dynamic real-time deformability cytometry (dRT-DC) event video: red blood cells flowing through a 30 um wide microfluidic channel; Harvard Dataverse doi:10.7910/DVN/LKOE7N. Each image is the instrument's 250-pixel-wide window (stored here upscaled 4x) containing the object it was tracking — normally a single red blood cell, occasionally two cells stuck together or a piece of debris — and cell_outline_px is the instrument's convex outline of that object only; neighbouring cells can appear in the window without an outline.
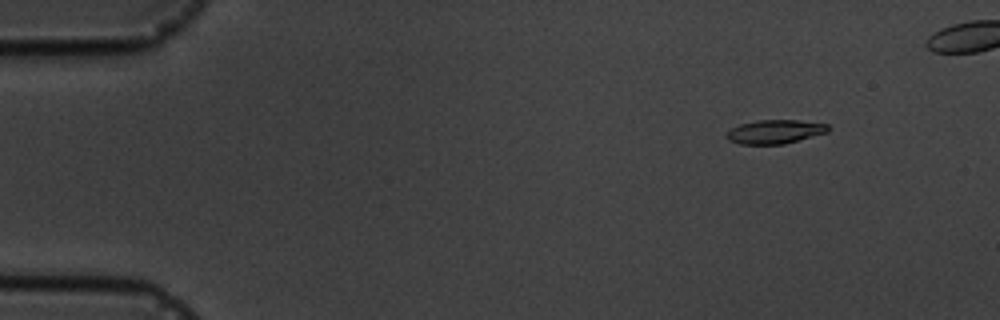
{"species": "common noctule bat (a hibernating species)", "species_latin": "Nyctalus noctula", "temperature_condition": "cold", "stored_images_in_passage": 6, "camera_frame_rate_fps": 3000, "um_per_image_px": 0.085, "animal": {"sex": "male", "body_mass_g": 19.5, "forearm_length_mm": 54.6}, "frame": {"image": 1, "passage_image": 6, "time_ms": 6.0, "image_size_px": [1000, 320], "cell_outline_px": [[832, 128], [828, 132], [784, 144], [740, 144], [728, 140], [724, 136], [732, 128], [740, 124], [756, 120], [800, 120], [828, 124]], "centroid_in_image_um": [65.89, 11.19], "position_along_channel_um": 19.1, "area_um2": 14.22}}